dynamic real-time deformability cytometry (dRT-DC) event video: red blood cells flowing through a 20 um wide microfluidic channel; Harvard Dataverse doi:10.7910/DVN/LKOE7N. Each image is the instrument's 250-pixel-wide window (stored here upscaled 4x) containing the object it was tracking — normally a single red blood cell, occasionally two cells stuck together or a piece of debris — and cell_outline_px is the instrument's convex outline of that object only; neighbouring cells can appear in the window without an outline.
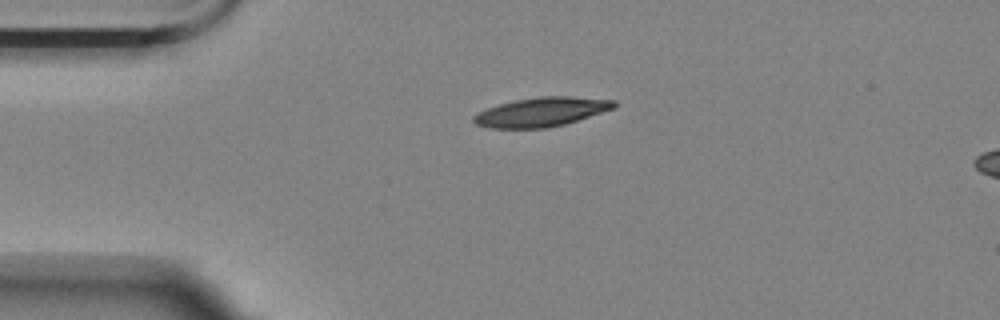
{"species": "Egyptian fruit bat (a non-hibernating species)", "species_latin": "Rousettus aegyptiacus", "temperature_condition": "room temperature", "stored_images_in_passage": 14, "camera_frame_rate_fps": 3000, "um_per_image_px": 0.085, "animal": {"sex": "female"}, "frame": {"image": 1, "passage_image": 1, "time_ms": 0.0, "image_size_px": [1000, 320], "cell_outline_px": [[616, 108], [564, 124], [548, 128], [488, 128], [476, 124], [472, 120], [472, 116], [476, 112], [500, 104], [516, 100], [540, 96], [568, 96], [616, 100]], "centroid_in_image_um": [46.01, 9.52], "position_along_channel_um": 39.0, "area_um2": 23.87}}
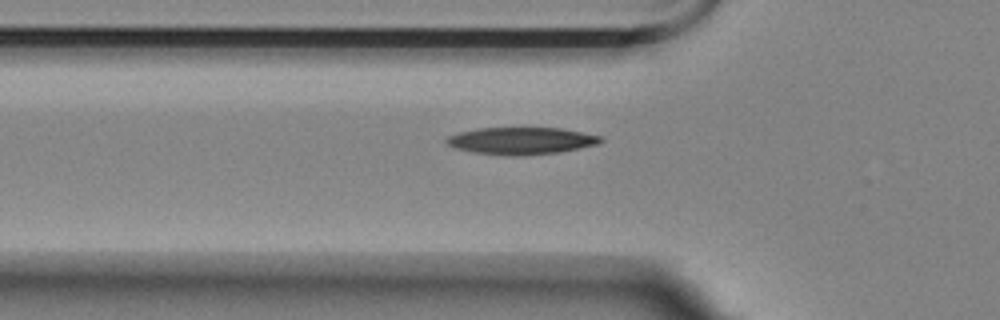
{"frame": {"image": 2, "passage_image": 7, "time_ms": 2.0, "image_size_px": [1000, 320], "cell_outline_px": [[604, 140], [600, 144], [560, 152], [516, 156], [472, 152], [456, 148], [448, 144], [444, 140], [448, 136], [460, 132], [480, 128], [560, 128], [600, 136]], "centroid_in_image_um": [44.32, 11.97], "position_along_channel_um": 81.5, "area_um2": 24.16}}
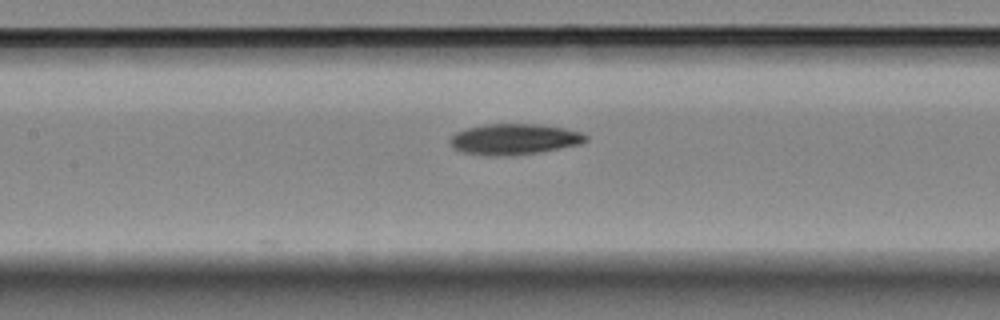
{"frame": {"image": 3, "passage_image": 14, "time_ms": 4.333, "image_size_px": [1000, 320], "cell_outline_px": [[588, 140], [580, 144], [540, 152], [504, 156], [488, 156], [464, 152], [452, 148], [448, 140], [456, 132], [464, 128], [484, 124], [540, 124], [564, 128], [584, 132], [588, 136]], "centroid_in_image_um": [43.7, 11.82], "position_along_channel_um": 163.7, "area_um2": 24.68}}